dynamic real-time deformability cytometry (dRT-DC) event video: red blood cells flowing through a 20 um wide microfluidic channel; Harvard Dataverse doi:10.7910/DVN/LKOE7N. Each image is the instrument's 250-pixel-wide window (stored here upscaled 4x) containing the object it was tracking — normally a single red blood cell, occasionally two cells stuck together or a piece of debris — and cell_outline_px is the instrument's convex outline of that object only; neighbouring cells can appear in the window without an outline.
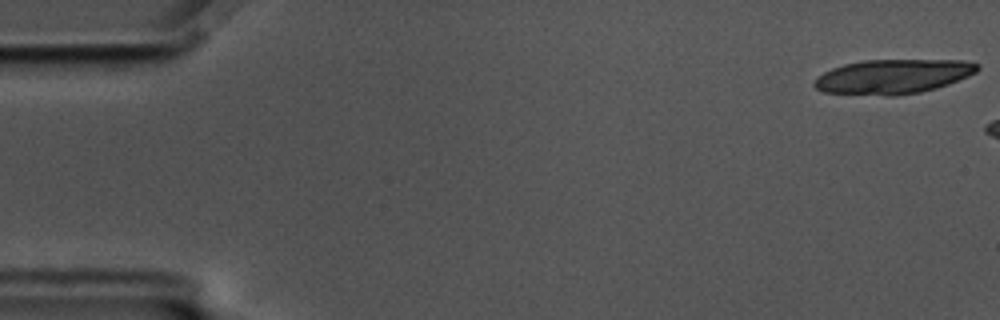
{"species": "common noctule bat (a hibernating species)", "species_latin": "Nyctalus noctula", "temperature_condition": "cold", "stored_images_in_passage": 7, "camera_frame_rate_fps": 3000, "um_per_image_px": 0.085, "animal": {"sex": "male", "body_mass_g": 17.5, "forearm_length_mm": 52.3}, "frame": {"image": 1, "passage_image": 1, "time_ms": 0.0, "image_size_px": [1000, 320], "cell_outline_px": [[980, 68], [976, 72], [968, 76], [948, 84], [936, 88], [920, 92], [896, 96], [888, 96], [824, 92], [816, 88], [812, 84], [824, 72], [832, 68], [844, 64], [864, 60], [964, 60], [980, 64]], "centroid_in_image_um": [75.93, 6.5], "position_along_channel_um": 9.1, "area_um2": 32.71}}